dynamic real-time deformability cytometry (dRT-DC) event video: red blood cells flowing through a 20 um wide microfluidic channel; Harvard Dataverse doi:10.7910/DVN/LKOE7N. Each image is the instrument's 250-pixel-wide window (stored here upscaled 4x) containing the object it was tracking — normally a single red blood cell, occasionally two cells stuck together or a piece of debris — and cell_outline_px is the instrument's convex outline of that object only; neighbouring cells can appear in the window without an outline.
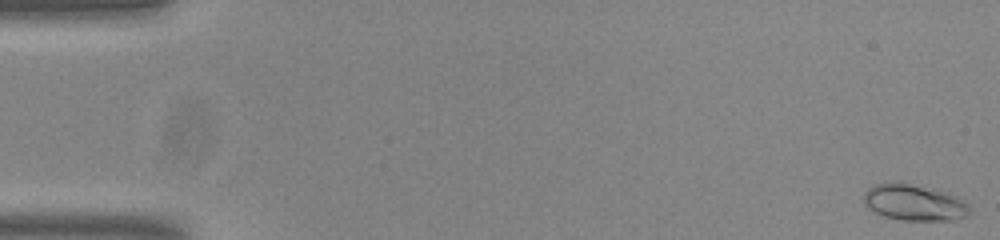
{"species": "common noctule bat (a hibernating species)", "species_latin": "Nyctalus noctula", "temperature_condition": "room temperature", "stored_images_in_passage": 54, "camera_frame_rate_fps": 3000, "um_per_image_px": 0.085, "animal": {"sex": "male", "body_mass_g": 20.0, "forearm_length_mm": 53.3}, "frame": {"image": 1, "passage_image": 1, "time_ms": 0.0, "image_size_px": [1000, 240], "cell_outline_px": [[968, 216], [952, 220], [900, 220], [884, 216], [868, 208], [864, 204], [864, 192], [868, 188], [876, 184], [908, 184], [940, 192], [952, 196], [968, 204]], "centroid_in_image_um": [77.65, 17.26], "position_along_channel_um": 7.4, "area_um2": 21.33}}
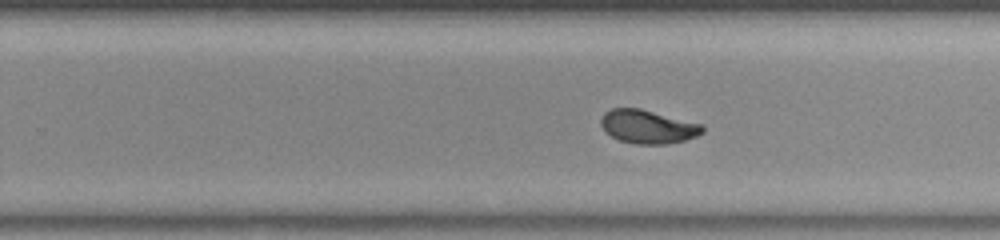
{"frame": {"image": 2, "passage_image": 34, "time_ms": 11.0, "image_size_px": [1000, 240], "cell_outline_px": [[704, 132], [696, 136], [684, 140], [668, 144], [632, 144], [620, 140], [612, 136], [600, 124], [600, 120], [604, 112], [612, 108], [640, 108], [704, 124]], "centroid_in_image_um": [55.09, 10.76], "position_along_channel_um": 274.7, "area_um2": 19.94}}
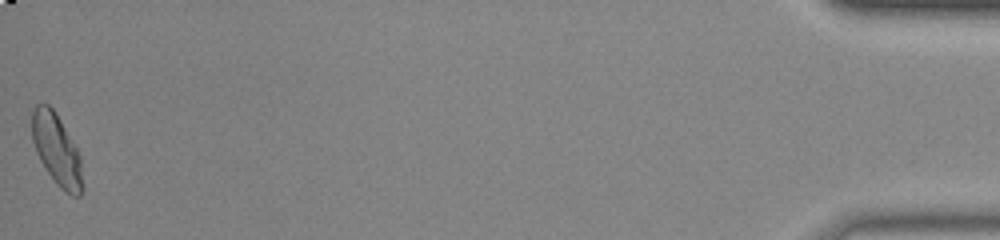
{"frame": {"image": 3, "passage_image": 54, "time_ms": 17.667, "image_size_px": [1000, 240], "cell_outline_px": [[84, 188], [80, 196], [72, 196], [64, 192], [56, 184], [40, 160], [36, 152], [32, 140], [32, 112], [36, 104], [48, 104], [56, 112], [76, 148], [80, 156]], "centroid_in_image_um": [4.83, 12.76], "position_along_channel_um": 430.4, "area_um2": 21.04}, "authors_computed_cell_mechanics": {"area_um2": 20.1722, "velocity_mm_per_s": 3.7964, "shape_relaxation_time_tau1_ms": 6.9533, "shape_relaxation_time_tau2_ms": 0.7488, "deformation_change_tau1": 0.2059, "deformation_change_tau2": 0.0416}}